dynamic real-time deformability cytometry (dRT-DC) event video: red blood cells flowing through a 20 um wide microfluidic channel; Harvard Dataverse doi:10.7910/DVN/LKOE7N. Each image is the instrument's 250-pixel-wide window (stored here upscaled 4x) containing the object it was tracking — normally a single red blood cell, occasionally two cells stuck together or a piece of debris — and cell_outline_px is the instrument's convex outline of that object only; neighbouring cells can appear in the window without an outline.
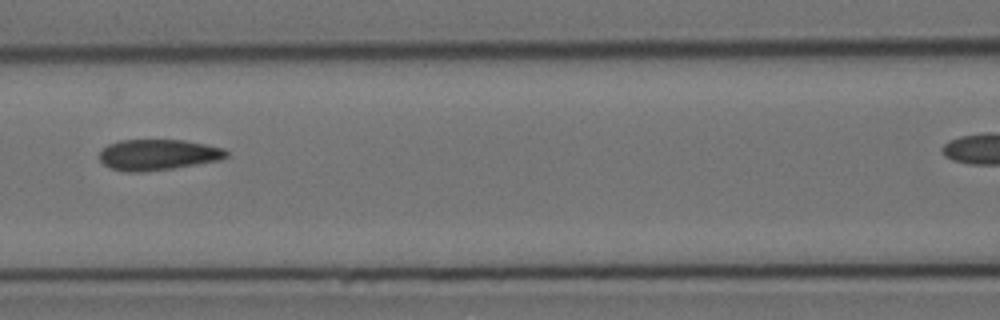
{"species": "Egyptian fruit bat (a non-hibernating species)", "species_latin": "Rousettus aegyptiacus", "temperature_condition": "cold", "stored_images_in_passage": 10, "camera_frame_rate_fps": 3000, "um_per_image_px": 0.085, "animal": {"sex": "female"}, "frame": {"image": 1, "passage_image": 5, "time_ms": 5.333, "image_size_px": [1000, 320], "cell_outline_px": [[228, 156], [220, 160], [172, 168], [140, 172], [124, 172], [108, 168], [100, 160], [100, 152], [108, 144], [120, 140], [184, 140], [224, 148], [228, 152]], "centroid_in_image_um": [13.41, 13.15], "position_along_channel_um": 153.2, "area_um2": 22.77}}
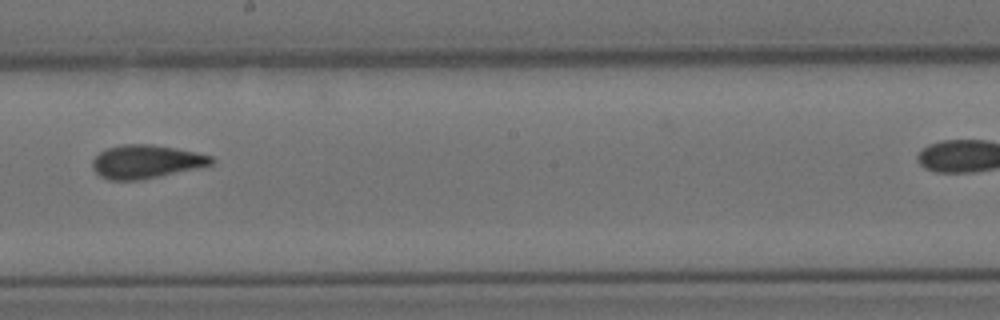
{"frame": {"image": 2, "passage_image": 7, "time_ms": 7.667, "image_size_px": [1000, 320], "cell_outline_px": [[216, 160], [212, 164], [196, 168], [140, 180], [108, 180], [100, 176], [92, 168], [92, 160], [100, 152], [108, 148], [124, 144], [152, 144], [176, 148], [196, 152], [212, 156]], "centroid_in_image_um": [12.41, 13.74], "position_along_channel_um": 235.8, "area_um2": 23.06}}
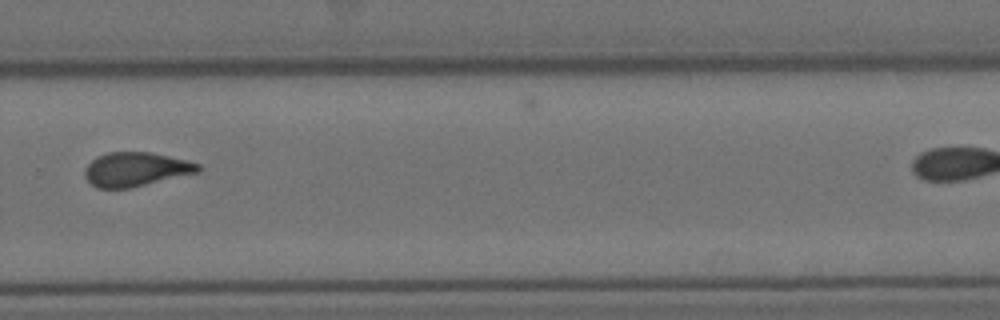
{"frame": {"image": 3, "passage_image": 9, "time_ms": 10.0, "image_size_px": [1000, 320], "cell_outline_px": [[204, 168], [200, 172], [128, 188], [96, 188], [84, 176], [84, 168], [96, 156], [108, 152], [148, 152], [188, 160], [200, 164]], "centroid_in_image_um": [11.56, 14.38], "position_along_channel_um": 318.2, "area_um2": 22.54}}